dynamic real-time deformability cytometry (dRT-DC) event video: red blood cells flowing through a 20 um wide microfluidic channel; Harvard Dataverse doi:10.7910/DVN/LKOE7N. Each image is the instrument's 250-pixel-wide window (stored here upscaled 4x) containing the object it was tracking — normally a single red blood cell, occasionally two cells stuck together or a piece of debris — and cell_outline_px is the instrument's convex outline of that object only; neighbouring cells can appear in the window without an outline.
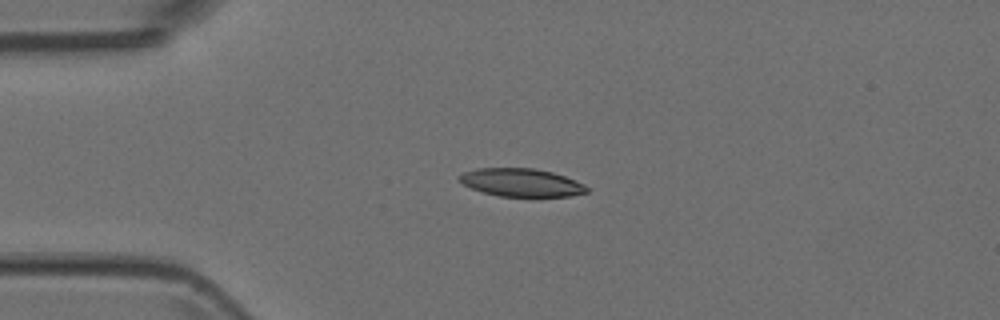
{"species": "Egyptian fruit bat (a non-hibernating species)", "species_latin": "Rousettus aegyptiacus", "temperature_condition": "room temperature", "stored_images_in_passage": 2, "camera_frame_rate_fps": 3000, "um_per_image_px": 0.085, "animal": {"sex": "female"}, "frame": {"image": 1, "passage_image": 1, "time_ms": 0.0, "image_size_px": [1000, 320], "cell_outline_px": [[588, 192], [568, 196], [500, 196], [484, 192], [472, 188], [464, 184], [456, 176], [464, 172], [476, 168], [532, 168], [552, 172], [564, 176], [584, 184], [588, 188]], "centroid_in_image_um": [44.3, 15.51], "position_along_channel_um": 40.7, "area_um2": 20.58}}